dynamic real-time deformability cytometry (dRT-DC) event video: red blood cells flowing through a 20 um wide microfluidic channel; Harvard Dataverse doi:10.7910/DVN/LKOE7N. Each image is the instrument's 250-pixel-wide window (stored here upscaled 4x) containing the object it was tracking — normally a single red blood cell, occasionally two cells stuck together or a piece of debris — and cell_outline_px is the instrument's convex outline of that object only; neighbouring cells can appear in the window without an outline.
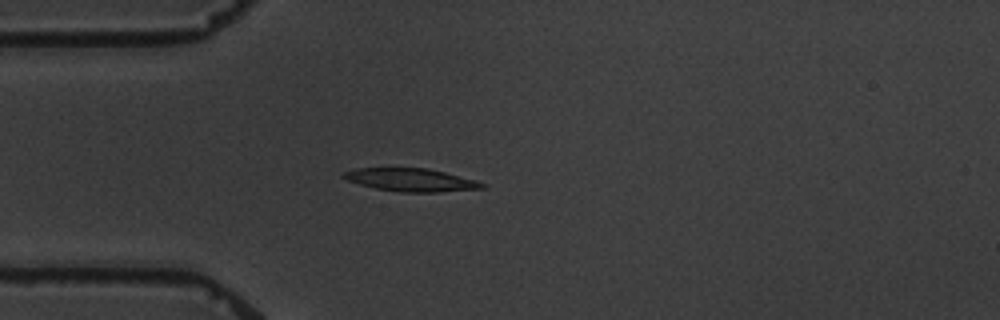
{"species": "common noctule bat (a hibernating species)", "species_latin": "Nyctalus noctula", "temperature_condition": "warm", "stored_images_in_passage": 6, "camera_frame_rate_fps": 3000, "um_per_image_px": 0.085, "animal": {"sex": "male", "body_mass_g": 19.5, "forearm_length_mm": 54.6}, "frame": {"image": 1, "passage_image": 5, "time_ms": 4.667, "image_size_px": [1000, 320], "cell_outline_px": [[488, 184], [484, 188], [440, 192], [404, 192], [376, 188], [360, 184], [348, 180], [340, 176], [344, 172], [356, 168], [428, 168], [476, 180]], "centroid_in_image_um": [34.96, 15.29], "position_along_channel_um": 50.0, "area_um2": 18.44}}